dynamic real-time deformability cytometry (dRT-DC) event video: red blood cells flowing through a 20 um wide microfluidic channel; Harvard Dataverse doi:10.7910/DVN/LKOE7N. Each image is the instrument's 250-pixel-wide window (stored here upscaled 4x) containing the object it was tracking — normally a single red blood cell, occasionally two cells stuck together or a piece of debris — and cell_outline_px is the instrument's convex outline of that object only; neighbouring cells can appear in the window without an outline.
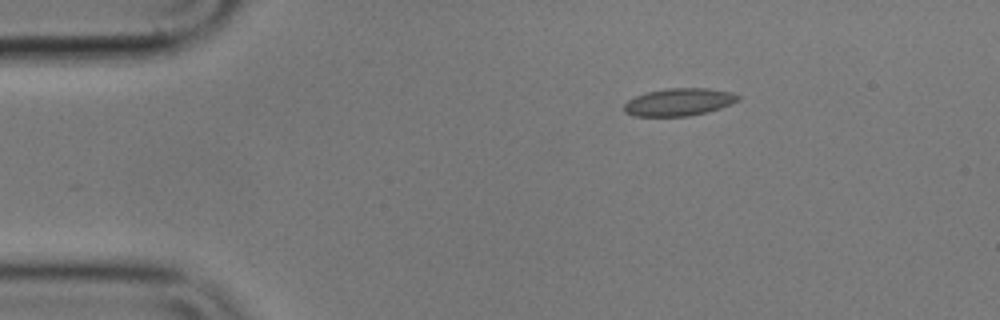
{"species": "common noctule bat (a hibernating species)", "species_latin": "Nyctalus noctula", "temperature_condition": "cold", "stored_images_in_passage": 2, "camera_frame_rate_fps": 3000, "um_per_image_px": 0.085, "animal": {"sex": "male", "body_mass_g": 17.9}, "frame": {"image": 1, "passage_image": 1, "time_ms": 0.0, "image_size_px": [1000, 320], "cell_outline_px": [[740, 100], [732, 104], [708, 112], [688, 116], [632, 116], [624, 112], [624, 104], [628, 100], [636, 96], [648, 92], [668, 88], [708, 88], [732, 92], [740, 96]], "centroid_in_image_um": [57.73, 8.68], "position_along_channel_um": 27.3, "area_um2": 18.38}}